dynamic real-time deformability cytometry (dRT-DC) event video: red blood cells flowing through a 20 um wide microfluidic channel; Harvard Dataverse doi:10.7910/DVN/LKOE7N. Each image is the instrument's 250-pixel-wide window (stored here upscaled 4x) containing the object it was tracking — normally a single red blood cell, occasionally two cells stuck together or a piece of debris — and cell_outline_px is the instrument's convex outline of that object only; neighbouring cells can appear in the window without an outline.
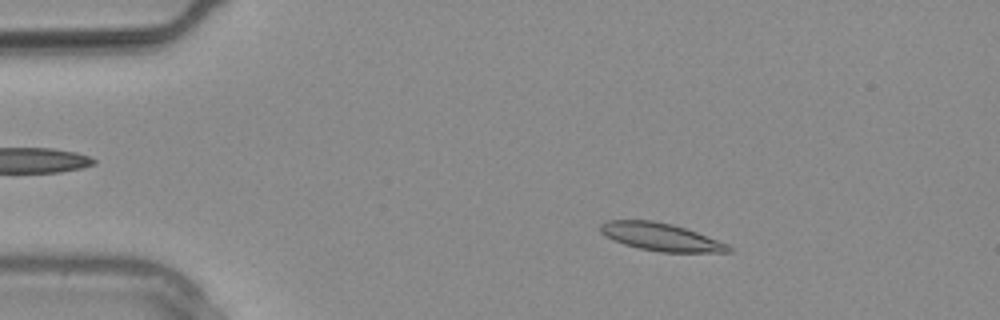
{"species": "common noctule bat (a hibernating species)", "species_latin": "Nyctalus noctula", "temperature_condition": "warm", "stored_images_in_passage": 11, "camera_frame_rate_fps": 3000, "um_per_image_px": 0.085, "animal": {"sex": "male", "body_mass_g": 20.4}, "frame": {"image": 1, "passage_image": 4, "time_ms": 1.0, "image_size_px": [1000, 320], "cell_outline_px": [[732, 252], [660, 252], [640, 248], [624, 244], [600, 232], [600, 224], [604, 220], [652, 220], [672, 224], [696, 232], [728, 244], [732, 248]], "centroid_in_image_um": [56.17, 20.13], "position_along_channel_um": 28.8, "area_um2": 20.46}}
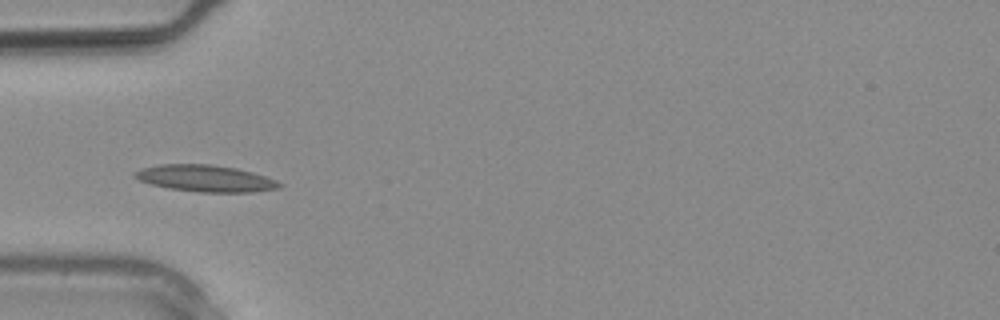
{"frame": {"image": 2, "passage_image": 8, "time_ms": 2.333, "image_size_px": [1000, 320], "cell_outline_px": [[284, 184], [280, 188], [252, 192], [200, 192], [168, 188], [152, 184], [140, 180], [136, 176], [136, 172], [140, 168], [160, 164], [212, 164], [236, 168], [252, 172], [276, 180]], "centroid_in_image_um": [17.51, 15.16], "position_along_channel_um": 67.5, "area_um2": 22.31}}
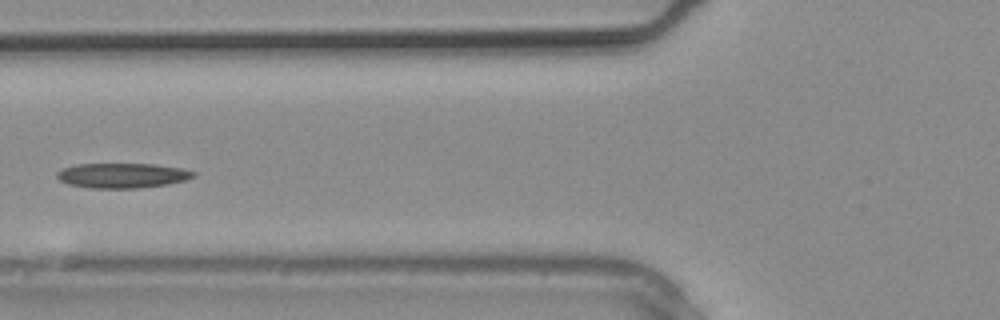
{"frame": {"image": 3, "passage_image": 10, "time_ms": 3.0, "image_size_px": [1000, 320], "cell_outline_px": [[196, 176], [184, 180], [168, 184], [136, 188], [88, 188], [68, 184], [60, 180], [56, 176], [56, 172], [60, 168], [76, 164], [152, 164], [180, 168], [196, 172]], "centroid_in_image_um": [10.34, 14.91], "position_along_channel_um": 115.5, "area_um2": 19.83}}